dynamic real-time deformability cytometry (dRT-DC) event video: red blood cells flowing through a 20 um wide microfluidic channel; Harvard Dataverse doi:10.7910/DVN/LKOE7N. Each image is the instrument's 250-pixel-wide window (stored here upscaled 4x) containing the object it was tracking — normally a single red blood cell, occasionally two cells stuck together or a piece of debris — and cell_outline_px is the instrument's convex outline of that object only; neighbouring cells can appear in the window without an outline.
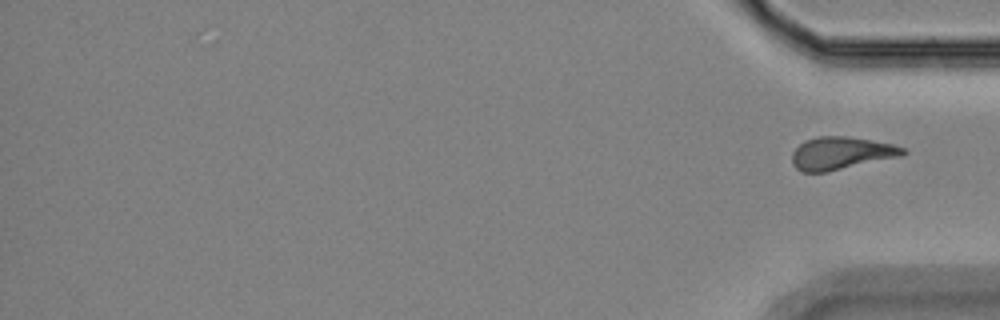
{"species": "Egyptian fruit bat (a non-hibernating species)", "species_latin": "Rousettus aegyptiacus", "temperature_condition": "room temperature", "stored_images_in_passage": 15, "segment_of_instrument_passage": [2, 2], "camera_frame_rate_fps": 3000, "um_per_image_px": 0.085, "animal": {"sex": "female"}, "frame": {"image": 1, "passage_image": 15, "time_ms": 16.0, "image_size_px": [1000, 320], "cell_outline_px": [[908, 152], [904, 156], [824, 172], [800, 172], [792, 164], [792, 152], [804, 140], [816, 136], [844, 136], [872, 140], [892, 144], [904, 148]], "centroid_in_image_um": [71.5, 13.02], "position_along_channel_um": 363.7, "area_um2": 21.21}}